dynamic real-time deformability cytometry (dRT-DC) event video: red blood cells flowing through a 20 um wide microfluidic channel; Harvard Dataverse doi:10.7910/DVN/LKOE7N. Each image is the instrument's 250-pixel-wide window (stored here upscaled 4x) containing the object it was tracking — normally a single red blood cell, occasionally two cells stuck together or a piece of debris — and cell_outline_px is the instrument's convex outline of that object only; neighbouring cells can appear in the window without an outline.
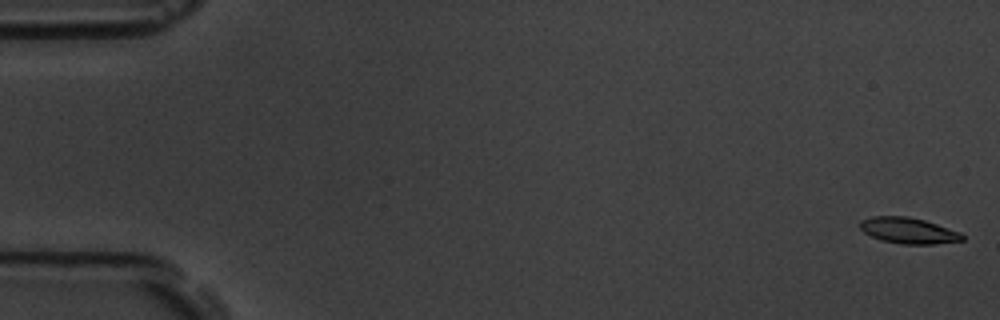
{"species": "common noctule bat (a hibernating species)", "species_latin": "Nyctalus noctula", "temperature_condition": "room temperature", "stored_images_in_passage": 56, "camera_frame_rate_fps": 3000, "um_per_image_px": 0.085, "animal": {"sex": "male", "body_mass_g": 19.5, "forearm_length_mm": 54.6}, "frame": {"image": 1, "passage_image": 1, "time_ms": 0.0, "image_size_px": [1000, 320], "cell_outline_px": [[964, 240], [932, 244], [904, 244], [880, 240], [864, 232], [860, 228], [860, 220], [872, 216], [908, 216], [924, 220], [960, 232], [964, 236]], "centroid_in_image_um": [77.19, 19.59], "position_along_channel_um": 7.8, "area_um2": 15.37}}
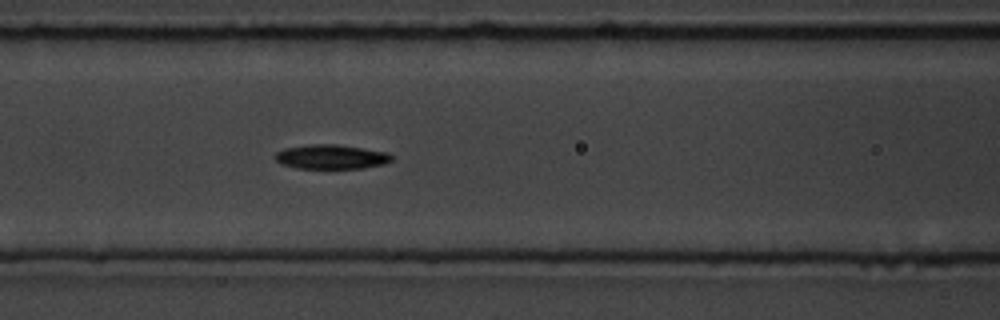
{"frame": {"image": 2, "passage_image": 24, "time_ms": 7.667, "image_size_px": [1000, 320], "cell_outline_px": [[392, 160], [384, 164], [364, 168], [296, 168], [284, 164], [276, 160], [276, 152], [284, 148], [308, 144], [336, 144], [364, 148], [388, 152], [392, 156]], "centroid_in_image_um": [28.18, 13.32], "position_along_channel_um": 138.4, "area_um2": 16.53}}
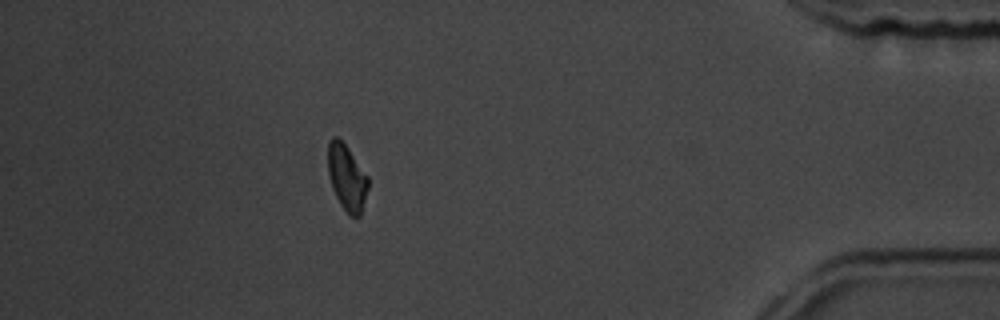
{"frame": {"image": 3, "passage_image": 50, "time_ms": 16.333, "image_size_px": [1000, 320], "cell_outline_px": [[368, 188], [360, 216], [348, 216], [340, 204], [332, 188], [328, 172], [328, 144], [332, 136], [336, 136], [348, 148], [368, 176]], "centroid_in_image_um": [29.48, 15.1], "position_along_channel_um": 405.7, "area_um2": 15.37}, "authors_computed_cell_mechanics": {"area_um2": 15.7216, "velocity_mm_per_s": 3.6486, "shape_relaxation_time_tau1_ms": 1.6732, "shape_relaxation_time_tau2_ms": null, "deformation_change_tau1": 0.1067, "deformation_change_tau2": null}}